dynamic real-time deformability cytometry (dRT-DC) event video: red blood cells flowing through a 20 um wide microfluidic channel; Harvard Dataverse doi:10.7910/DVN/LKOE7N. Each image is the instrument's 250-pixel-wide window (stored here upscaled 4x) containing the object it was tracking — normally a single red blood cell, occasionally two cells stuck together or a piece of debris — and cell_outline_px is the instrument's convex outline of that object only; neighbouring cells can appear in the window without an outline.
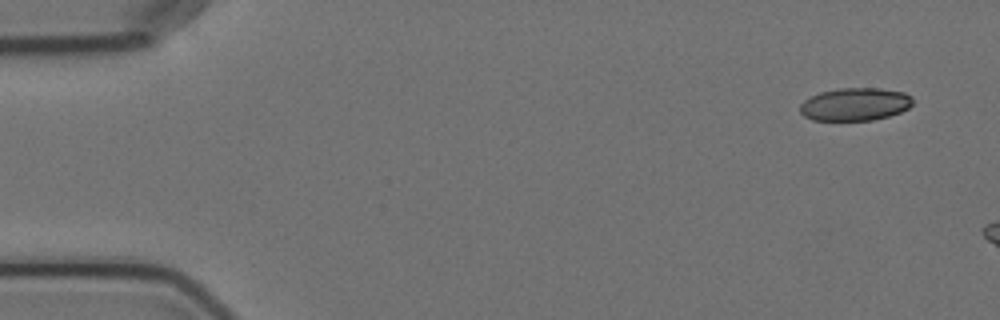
{"species": "Egyptian fruit bat (a non-hibernating species)", "species_latin": "Rousettus aegyptiacus", "temperature_condition": "cold", "stored_images_in_passage": 4, "camera_frame_rate_fps": 3000, "um_per_image_px": 0.085, "animal": {"sex": "female"}, "frame": {"image": 1, "passage_image": 1, "time_ms": 0.0, "image_size_px": [1000, 320], "cell_outline_px": [[912, 104], [908, 108], [900, 112], [888, 116], [872, 120], [812, 120], [804, 116], [800, 112], [800, 104], [804, 100], [820, 92], [836, 88], [880, 88], [904, 92], [912, 96]], "centroid_in_image_um": [72.67, 8.85], "position_along_channel_um": 12.3, "area_um2": 21.62}}
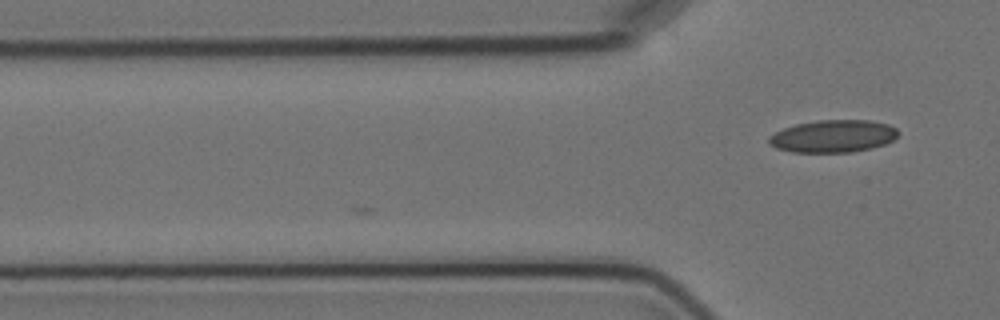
{"frame": {"image": 2, "passage_image": 4, "time_ms": 4.333, "image_size_px": [1000, 320], "cell_outline_px": [[900, 132], [892, 140], [884, 144], [872, 148], [852, 152], [792, 152], [776, 148], [768, 144], [768, 136], [784, 128], [796, 124], [820, 120], [868, 120], [888, 124], [896, 128]], "centroid_in_image_um": [70.8, 11.58], "position_along_channel_um": 55.0, "area_um2": 24.45}}